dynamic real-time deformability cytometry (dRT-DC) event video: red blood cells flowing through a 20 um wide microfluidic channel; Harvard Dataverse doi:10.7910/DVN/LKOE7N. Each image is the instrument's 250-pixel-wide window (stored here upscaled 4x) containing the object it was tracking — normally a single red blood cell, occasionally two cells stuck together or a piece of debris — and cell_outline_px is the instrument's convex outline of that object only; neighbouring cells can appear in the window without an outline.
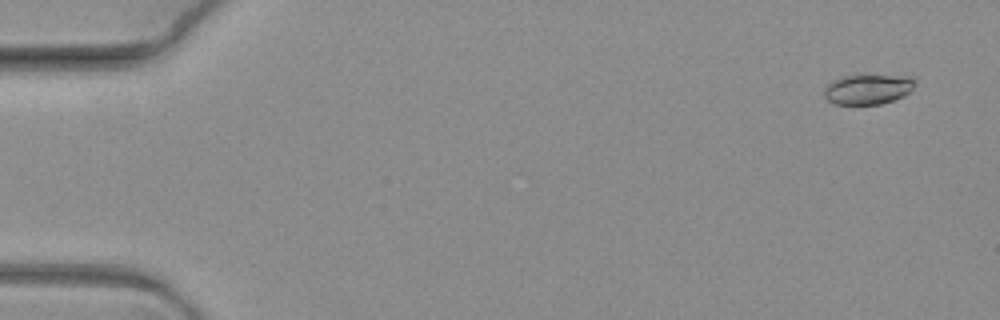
{"species": "common noctule bat (a hibernating species)", "species_latin": "Nyctalus noctula", "temperature_condition": "warm", "stored_images_in_passage": 6, "camera_frame_rate_fps": 3000, "um_per_image_px": 0.085, "animal": {"sex": "female", "body_mass_g": 19.3, "forearm_length_mm": 54.1}, "frame": {"image": 1, "passage_image": 1, "time_ms": 0.0, "image_size_px": [1000, 320], "cell_outline_px": [[916, 84], [904, 96], [880, 104], [836, 104], [828, 100], [824, 96], [824, 88], [832, 80], [840, 76], [860, 72], [912, 76], [916, 80]], "centroid_in_image_um": [73.78, 7.51], "position_along_channel_um": 11.2, "area_um2": 16.82}}
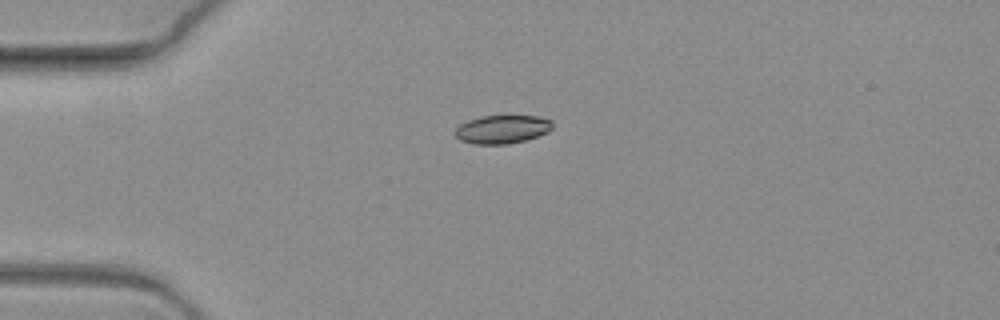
{"frame": {"image": 2, "passage_image": 5, "time_ms": 1.333, "image_size_px": [1000, 320], "cell_outline_px": [[552, 128], [548, 132], [524, 140], [508, 144], [472, 144], [460, 140], [456, 136], [456, 128], [460, 124], [468, 120], [480, 116], [540, 116], [552, 120]], "centroid_in_image_um": [42.69, 10.98], "position_along_channel_um": 42.3, "area_um2": 16.07}}